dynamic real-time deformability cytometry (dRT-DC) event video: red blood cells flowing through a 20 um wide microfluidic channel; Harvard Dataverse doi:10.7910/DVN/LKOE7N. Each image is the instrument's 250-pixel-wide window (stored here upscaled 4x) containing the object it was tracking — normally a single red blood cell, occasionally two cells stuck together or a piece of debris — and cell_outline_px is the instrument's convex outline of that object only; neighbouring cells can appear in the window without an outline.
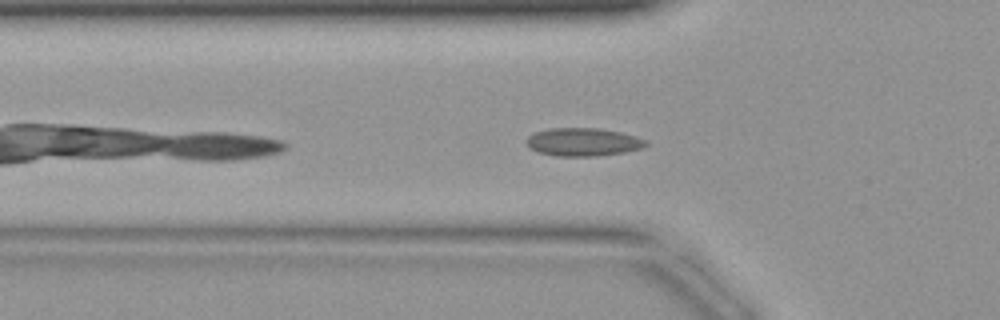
{"species": "common noctule bat (a hibernating species)", "species_latin": "Nyctalus noctula", "temperature_condition": "warm", "stored_images_in_passage": 25, "camera_frame_rate_fps": 3000, "um_per_image_px": 0.085, "animal": {"sex": "female", "body_mass_g": 19.9}, "frame": {"image": 1, "passage_image": 4, "time_ms": 1.0, "image_size_px": [1000, 320], "cell_outline_px": [[648, 144], [644, 148], [624, 152], [596, 156], [556, 156], [540, 152], [528, 148], [524, 140], [528, 136], [536, 132], [548, 128], [600, 128], [620, 132], [636, 136], [648, 140]], "centroid_in_image_um": [49.57, 12.07], "position_along_channel_um": 76.2, "area_um2": 19.77}}